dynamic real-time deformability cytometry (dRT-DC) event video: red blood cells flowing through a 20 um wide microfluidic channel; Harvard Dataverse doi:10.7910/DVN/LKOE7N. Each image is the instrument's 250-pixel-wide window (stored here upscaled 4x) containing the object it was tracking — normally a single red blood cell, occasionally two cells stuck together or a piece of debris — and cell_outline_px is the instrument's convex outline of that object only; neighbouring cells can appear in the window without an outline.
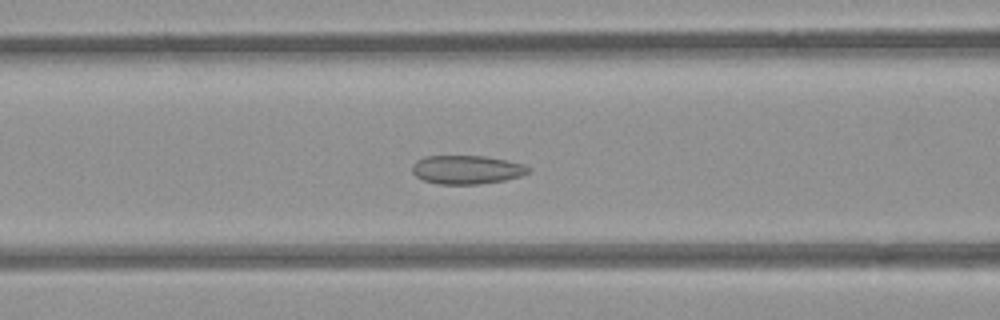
{"species": "common noctule bat (a hibernating species)", "species_latin": "Nyctalus noctula", "temperature_condition": "room temperature", "stored_images_in_passage": 48, "camera_frame_rate_fps": 3000, "um_per_image_px": 0.085, "animal": {"sex": "female", "body_mass_g": 21.9}, "frame": {"image": 1, "passage_image": 16, "time_ms": 5.0, "image_size_px": [1000, 320], "cell_outline_px": [[532, 168], [528, 172], [520, 176], [504, 180], [480, 184], [436, 184], [424, 180], [416, 176], [412, 172], [412, 164], [416, 160], [424, 156], [484, 156], [524, 164]], "centroid_in_image_um": [39.64, 14.42], "position_along_channel_um": 127.0, "area_um2": 19.42}}
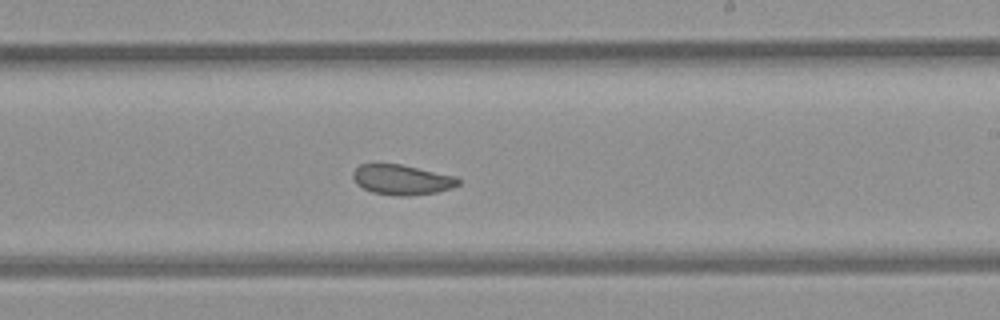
{"frame": {"image": 2, "passage_image": 26, "time_ms": 8.333, "image_size_px": [1000, 320], "cell_outline_px": [[460, 184], [452, 188], [436, 192], [408, 196], [396, 196], [372, 192], [356, 184], [352, 176], [352, 172], [360, 164], [400, 164], [456, 176], [460, 180]], "centroid_in_image_um": [34.16, 15.28], "position_along_channel_um": 254.8, "area_um2": 18.5}}
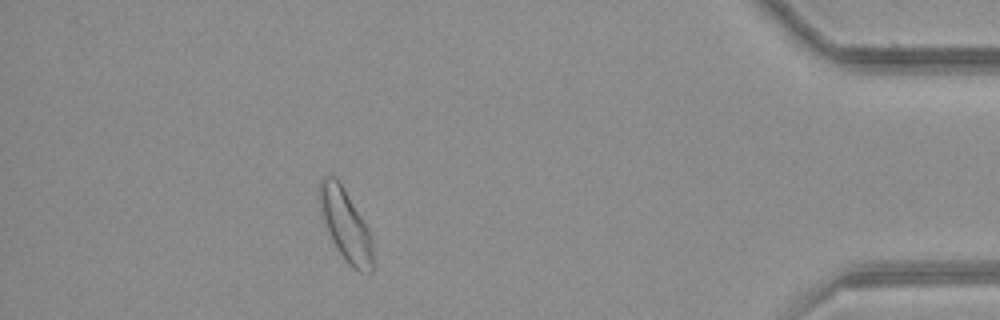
{"frame": {"image": 3, "passage_image": 42, "time_ms": 13.667, "image_size_px": [1000, 320], "cell_outline_px": [[372, 272], [360, 272], [352, 268], [348, 264], [336, 248], [328, 232], [320, 212], [320, 180], [324, 176], [332, 176], [340, 184], [368, 228], [372, 240]], "centroid_in_image_um": [29.37, 19.19], "position_along_channel_um": 405.8, "area_um2": 21.62}, "authors_computed_cell_mechanics": {"area_um2": 20.8658, "velocity_mm_per_s": 3.834, "shape_relaxation_time_tau1_ms": null, "shape_relaxation_time_tau2_ms": 1.7497, "deformation_change_tau1": null, "deformation_change_tau2": 0.0735}}